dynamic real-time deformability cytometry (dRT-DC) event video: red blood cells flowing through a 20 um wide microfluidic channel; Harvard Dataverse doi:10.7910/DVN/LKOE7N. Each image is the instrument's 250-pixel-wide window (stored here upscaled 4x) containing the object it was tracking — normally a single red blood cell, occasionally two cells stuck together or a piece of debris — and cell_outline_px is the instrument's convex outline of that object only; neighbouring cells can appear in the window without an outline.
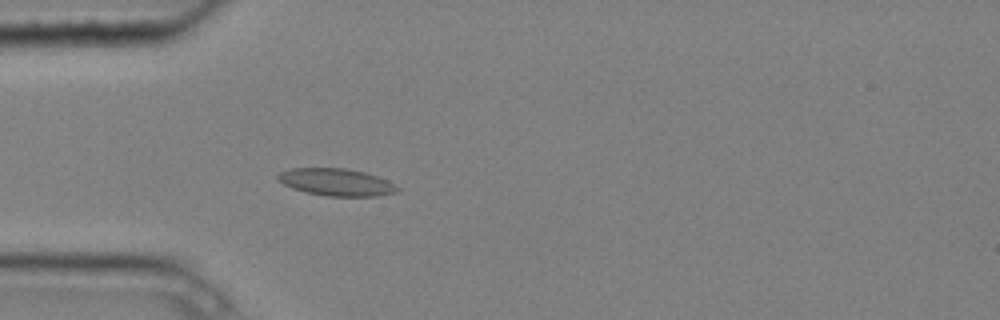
{"species": "common noctule bat (a hibernating species)", "species_latin": "Nyctalus noctula", "temperature_condition": "cold", "stored_images_in_passage": 5, "camera_frame_rate_fps": 3000, "um_per_image_px": 0.085, "animal": {"sex": "male", "body_mass_g": 20.4}, "frame": {"image": 1, "passage_image": 5, "time_ms": 1.333, "image_size_px": [1000, 320], "cell_outline_px": [[400, 192], [376, 196], [328, 196], [304, 192], [292, 188], [284, 184], [276, 176], [280, 172], [292, 168], [344, 168], [364, 172], [388, 180], [400, 188]], "centroid_in_image_um": [28.62, 15.49], "position_along_channel_um": 56.4, "area_um2": 18.96}}